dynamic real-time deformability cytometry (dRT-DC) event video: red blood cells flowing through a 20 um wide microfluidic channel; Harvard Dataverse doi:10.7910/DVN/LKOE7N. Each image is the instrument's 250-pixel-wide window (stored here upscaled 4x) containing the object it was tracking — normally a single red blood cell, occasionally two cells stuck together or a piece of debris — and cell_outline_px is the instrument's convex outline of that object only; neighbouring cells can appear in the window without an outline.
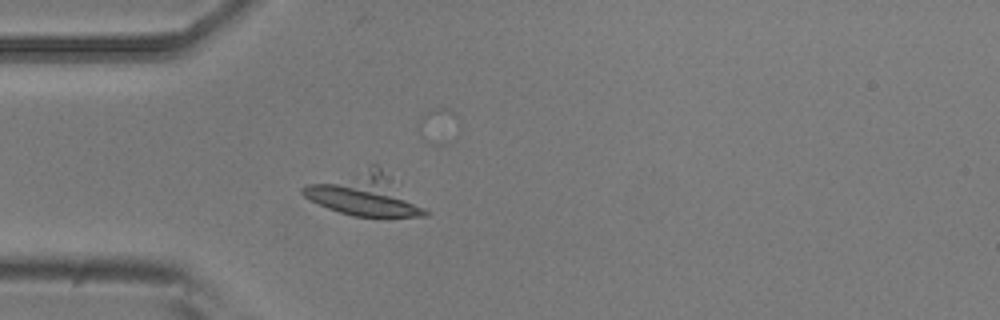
{"species": "common noctule bat (a hibernating species)", "species_latin": "Nyctalus noctula", "temperature_condition": "room temperature", "stored_images_in_passage": 5, "camera_frame_rate_fps": 3000, "um_per_image_px": 0.085, "animal": {"sex": "male", "body_mass_g": 20.5, "forearm_length_mm": 52.5}, "frame": {"image": 1, "passage_image": 5, "time_ms": 4.333, "image_size_px": [1000, 320], "cell_outline_px": [[432, 212], [428, 216], [352, 216], [328, 208], [304, 196], [300, 192], [300, 188], [308, 184], [372, 164], [376, 164]], "centroid_in_image_um": [31.03, 16.53], "position_along_channel_um": 54.0, "area_um2": 30.17}}